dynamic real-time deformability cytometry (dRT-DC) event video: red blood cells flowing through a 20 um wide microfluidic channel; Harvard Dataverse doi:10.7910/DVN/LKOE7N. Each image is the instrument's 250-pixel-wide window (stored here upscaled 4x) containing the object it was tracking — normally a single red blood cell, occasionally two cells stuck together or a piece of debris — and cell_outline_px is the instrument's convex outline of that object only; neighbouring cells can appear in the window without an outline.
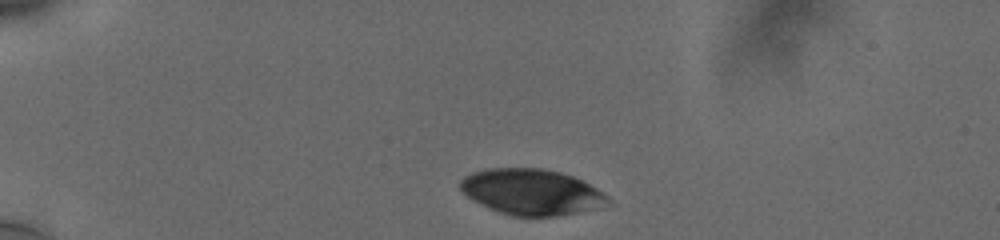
{"species": "human", "species_latin": "Homo sapiens", "temperature_condition": "cold", "stored_images_in_passage": 23, "camera_frame_rate_fps": 3000, "um_per_image_px": 0.085, "donor": {"sex": "male"}, "frame": {"image": 1, "passage_image": 1, "time_ms": 0.0, "image_size_px": [1000, 240], "cell_outline_px": [[608, 200], [592, 208], [580, 212], [556, 216], [512, 216], [488, 208], [480, 204], [468, 196], [460, 188], [460, 180], [464, 176], [472, 172], [488, 168], [540, 168], [560, 172], [584, 180], [608, 196]], "centroid_in_image_um": [45.13, 16.3], "position_along_channel_um": 39.9, "area_um2": 39.02}}
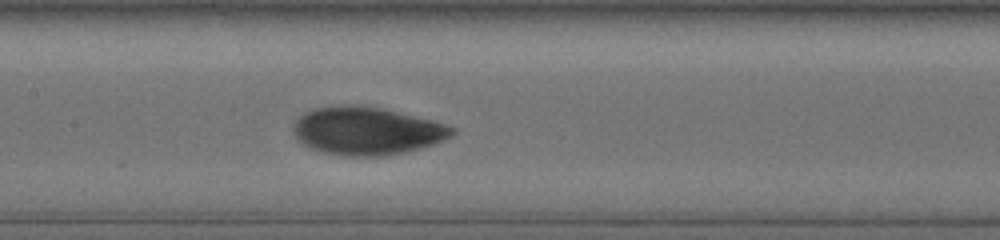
{"frame": {"image": 2, "passage_image": 15, "time_ms": 5.333, "image_size_px": [1000, 240], "cell_outline_px": [[456, 132], [444, 140], [436, 144], [404, 152], [384, 156], [344, 156], [324, 152], [312, 148], [304, 144], [292, 132], [292, 124], [304, 112], [316, 108], [340, 104], [356, 104], [384, 108], [432, 120], [456, 128]], "centroid_in_image_um": [31.18, 11.11], "position_along_channel_um": 176.2, "area_um2": 44.56}}
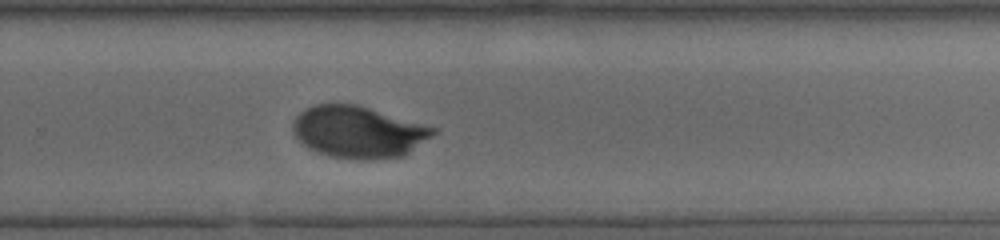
{"frame": {"image": 3, "passage_image": 23, "time_ms": 8.667, "image_size_px": [1000, 240], "cell_outline_px": [[440, 128], [432, 136], [404, 156], [368, 160], [356, 160], [332, 156], [316, 152], [300, 144], [292, 132], [292, 124], [296, 116], [304, 108], [316, 104], [360, 104]], "centroid_in_image_um": [30.46, 11.21], "position_along_channel_um": 299.3, "area_um2": 43.18}}